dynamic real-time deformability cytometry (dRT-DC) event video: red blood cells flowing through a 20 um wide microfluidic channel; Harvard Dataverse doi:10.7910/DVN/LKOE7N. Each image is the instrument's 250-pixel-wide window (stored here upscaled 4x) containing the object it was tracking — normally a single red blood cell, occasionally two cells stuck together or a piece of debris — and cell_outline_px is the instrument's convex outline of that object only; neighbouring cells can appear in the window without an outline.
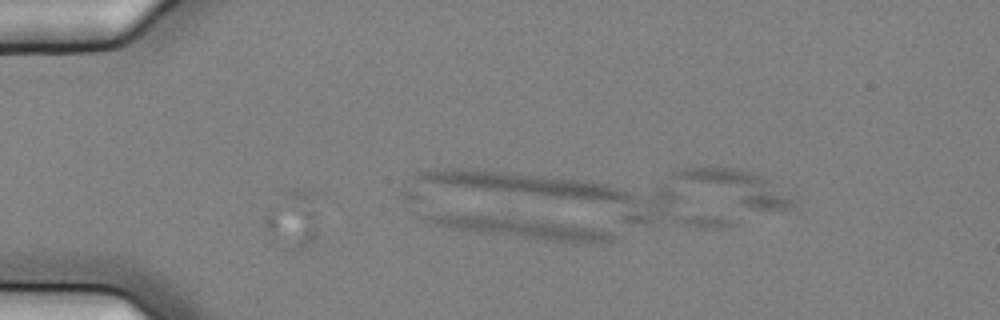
{"species": "common noctule bat (a hibernating species)", "species_latin": "Nyctalus noctula", "temperature_condition": "cold", "stored_images_in_passage": 4, "camera_frame_rate_fps": 3000, "um_per_image_px": 0.085, "animal": {"sex": "female", "body_mass_g": 25.1}, "frame": {"image": 1, "passage_image": 4, "time_ms": 1.0, "image_size_px": [1000, 320], "cell_outline_px": [[616, 240], [608, 244], [572, 244], [480, 232], [432, 224], [416, 216], [504, 216], [536, 220], [592, 228], [608, 232], [616, 236]], "centroid_in_image_um": [44.64, 19.45], "position_along_channel_um": 40.4, "area_um2": 21.68}}